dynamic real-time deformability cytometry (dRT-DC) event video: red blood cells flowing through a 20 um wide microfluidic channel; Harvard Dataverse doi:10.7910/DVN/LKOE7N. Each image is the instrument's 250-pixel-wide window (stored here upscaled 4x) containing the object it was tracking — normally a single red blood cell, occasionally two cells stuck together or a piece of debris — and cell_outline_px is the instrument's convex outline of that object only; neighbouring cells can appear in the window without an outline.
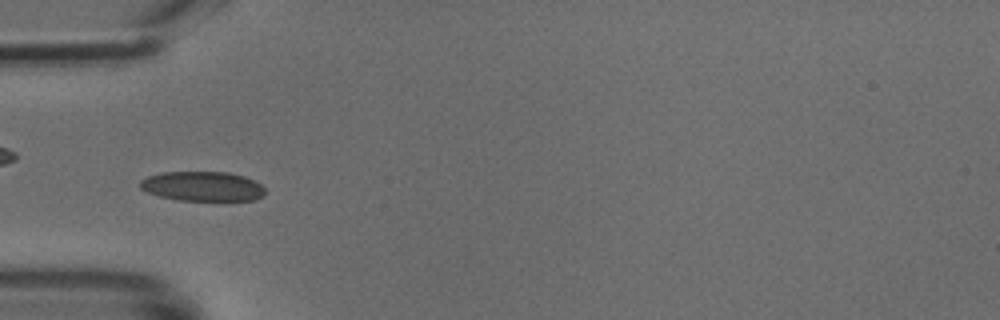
{"species": "common noctule bat (a hibernating species)", "species_latin": "Nyctalus noctula", "temperature_condition": "cold", "stored_images_in_passage": 42, "camera_frame_rate_fps": 3000, "um_per_image_px": 0.085, "animal": {"sex": "male", "body_mass_g": 18.8}, "frame": {"image": 1, "passage_image": 9, "time_ms": 2.667, "image_size_px": [1000, 320], "cell_outline_px": [[264, 196], [256, 200], [224, 204], [180, 200], [160, 196], [148, 192], [140, 188], [140, 180], [148, 176], [160, 172], [228, 172], [244, 176], [260, 184], [264, 188]], "centroid_in_image_um": [17.29, 15.89], "position_along_channel_um": 67.7, "area_um2": 22.6}}
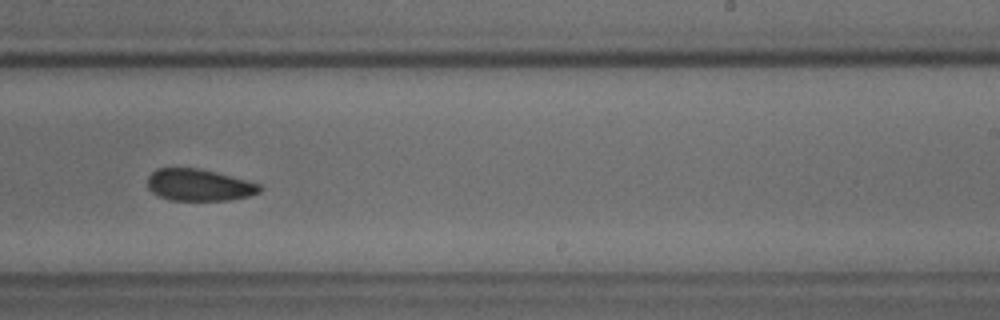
{"frame": {"image": 2, "passage_image": 24, "time_ms": 7.667, "image_size_px": [1000, 320], "cell_outline_px": [[264, 188], [260, 192], [248, 196], [232, 200], [172, 200], [160, 196], [152, 192], [148, 188], [148, 176], [156, 168], [200, 168], [216, 172], [260, 184]], "centroid_in_image_um": [16.93, 15.72], "position_along_channel_um": 272.1, "area_um2": 20.81}}
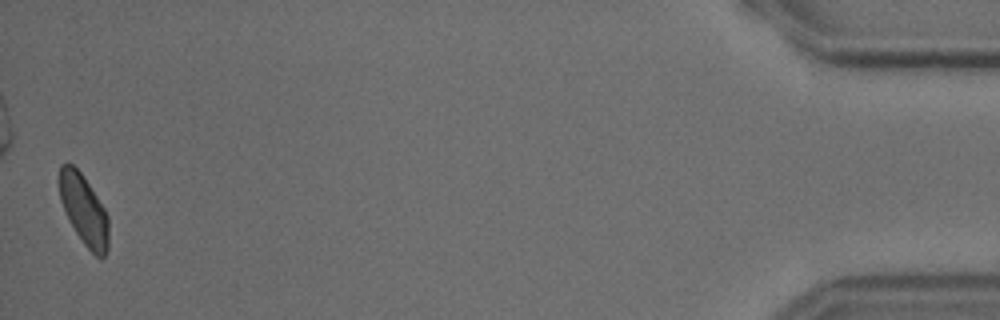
{"frame": {"image": 3, "passage_image": 42, "time_ms": 13.667, "image_size_px": [1000, 320], "cell_outline_px": [[108, 248], [104, 256], [100, 260], [84, 244], [76, 232], [60, 200], [60, 164], [72, 164], [80, 172], [104, 208], [108, 216]], "centroid_in_image_um": [7.15, 17.87], "position_along_channel_um": 428.0, "area_um2": 19.59}}